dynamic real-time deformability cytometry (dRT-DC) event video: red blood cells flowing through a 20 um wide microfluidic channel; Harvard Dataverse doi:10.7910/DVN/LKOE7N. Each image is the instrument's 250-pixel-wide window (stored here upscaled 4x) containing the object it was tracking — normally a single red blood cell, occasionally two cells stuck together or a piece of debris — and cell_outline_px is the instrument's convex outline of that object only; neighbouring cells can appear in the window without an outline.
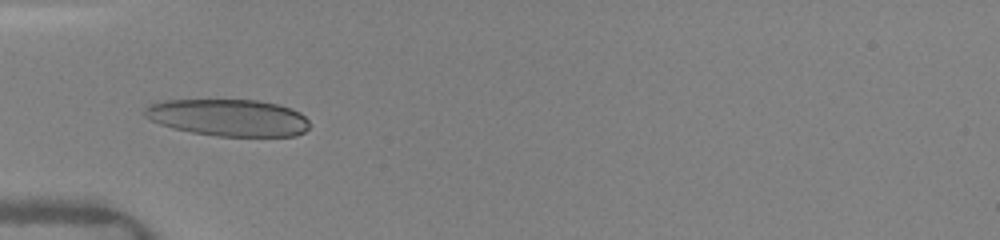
{"species": "human", "species_latin": "Homo sapiens", "temperature_condition": "warm", "stored_images_in_passage": 2, "camera_frame_rate_fps": 3000, "um_per_image_px": 0.085, "donor": {"sex": "female"}, "frame": {"image": 1, "passage_image": 1, "time_ms": 0.0, "image_size_px": [1000, 240], "cell_outline_px": [[308, 128], [304, 132], [296, 136], [220, 136], [192, 132], [172, 128], [160, 124], [144, 116], [144, 108], [148, 104], [164, 100], [256, 100], [276, 104], [292, 108], [300, 112], [308, 120]], "centroid_in_image_um": [19.4, 9.99], "position_along_channel_um": 65.6, "area_um2": 35.49}}